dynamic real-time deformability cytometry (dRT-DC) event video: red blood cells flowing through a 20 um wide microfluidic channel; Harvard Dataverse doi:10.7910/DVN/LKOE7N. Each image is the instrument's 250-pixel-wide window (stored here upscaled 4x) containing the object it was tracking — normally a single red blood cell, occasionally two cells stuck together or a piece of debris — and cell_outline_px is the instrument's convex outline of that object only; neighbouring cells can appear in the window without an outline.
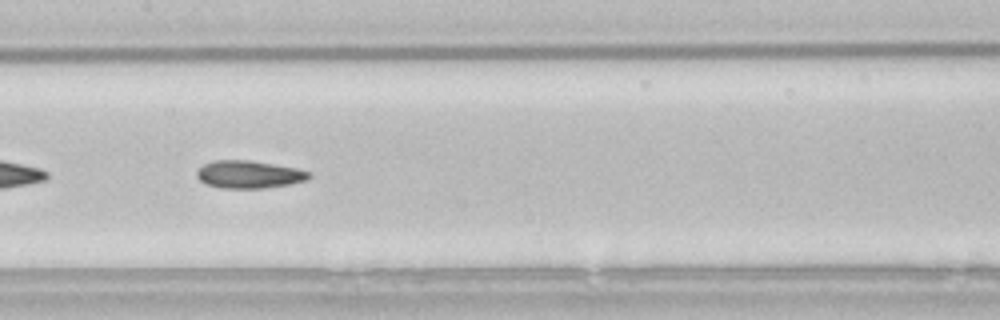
{"species": "common noctule bat (a hibernating species)", "species_latin": "Nyctalus noctula", "temperature_condition": "room temperature", "stored_images_in_passage": 45, "camera_frame_rate_fps": 3000, "um_per_image_px": 0.085, "animal": {"sex": "male", "body_mass_g": 21.5, "forearm_length_mm": 52.0}, "frame": {"image": 1, "passage_image": 18, "time_ms": 5.667, "image_size_px": [1000, 320], "cell_outline_px": [[312, 176], [308, 180], [288, 184], [264, 188], [220, 188], [208, 184], [200, 180], [196, 176], [196, 168], [212, 160], [248, 160], [296, 168], [312, 172]], "centroid_in_image_um": [21.15, 14.82], "position_along_channel_um": 186.2, "area_um2": 18.15}}
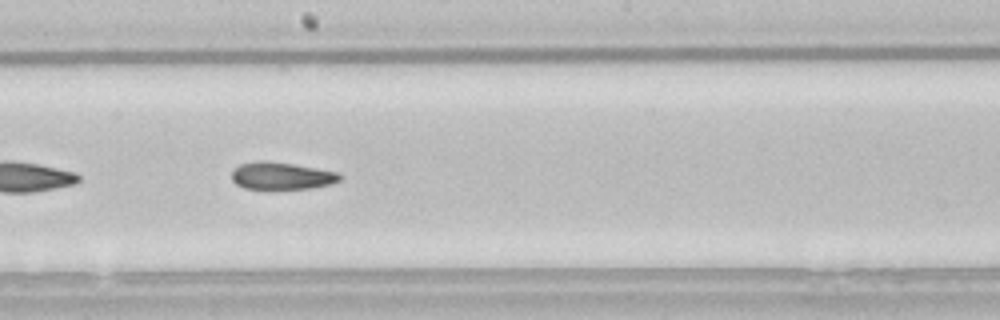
{"frame": {"image": 2, "passage_image": 21, "time_ms": 6.667, "image_size_px": [1000, 320], "cell_outline_px": [[344, 176], [340, 180], [328, 184], [308, 188], [244, 188], [236, 184], [232, 180], [232, 172], [240, 164], [256, 160], [268, 160], [316, 168], [336, 172]], "centroid_in_image_um": [23.9, 14.92], "position_along_channel_um": 224.3, "area_um2": 16.94}, "authors_computed_cell_mechanics": {"area_um2": 18.1492, "velocity_mm_per_s": 3.8091, "shape_relaxation_time_tau1_ms": 10.8241, "shape_relaxation_time_tau2_ms": 4.4108, "deformation_change_tau1": 0.2049, "deformation_change_tau2": 0.0979}}